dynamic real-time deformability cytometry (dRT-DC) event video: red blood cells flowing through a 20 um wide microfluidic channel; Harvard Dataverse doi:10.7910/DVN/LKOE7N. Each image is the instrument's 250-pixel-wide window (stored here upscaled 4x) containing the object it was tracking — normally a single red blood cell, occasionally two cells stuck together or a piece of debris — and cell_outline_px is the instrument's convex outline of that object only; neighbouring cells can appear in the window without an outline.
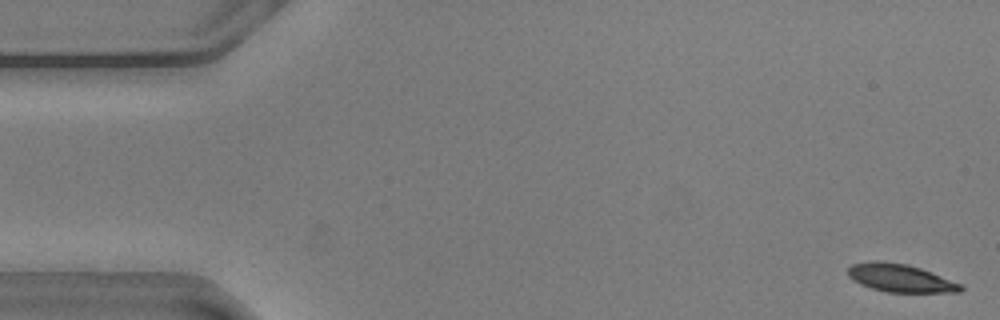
{"species": "common noctule bat (a hibernating species)", "species_latin": "Nyctalus noctula", "temperature_condition": "warm", "stored_images_in_passage": 55, "camera_frame_rate_fps": 3000, "um_per_image_px": 0.085, "animal": {"sex": "male", "body_mass_g": 20.5, "forearm_length_mm": 52.5}, "frame": {"image": 1, "passage_image": 1, "time_ms": 0.0, "image_size_px": [1000, 320], "cell_outline_px": [[964, 288], [960, 292], [884, 292], [860, 284], [852, 280], [848, 276], [848, 268], [852, 264], [880, 260], [904, 264], [920, 268], [964, 284]], "centroid_in_image_um": [76.55, 23.64], "position_along_channel_um": 8.5, "area_um2": 18.38}}
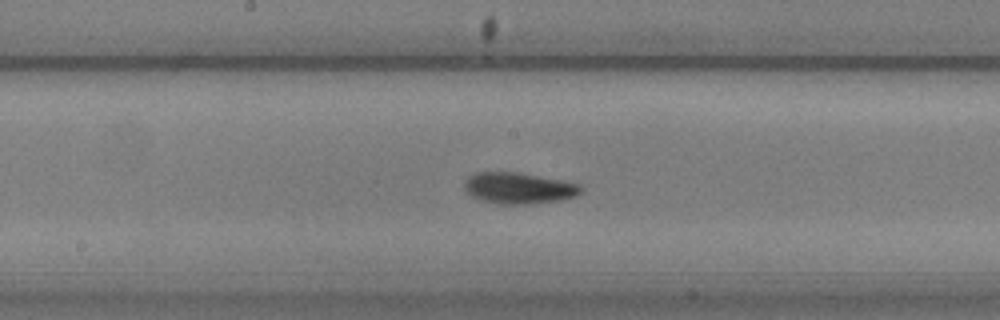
{"frame": {"image": 2, "passage_image": 28, "time_ms": 9.0, "image_size_px": [1000, 320], "cell_outline_px": [[584, 188], [576, 196], [560, 200], [532, 204], [496, 204], [472, 196], [464, 188], [464, 184], [468, 176], [476, 172], [520, 172], [580, 184]], "centroid_in_image_um": [44.1, 15.99], "position_along_channel_um": 204.1, "area_um2": 21.21}}
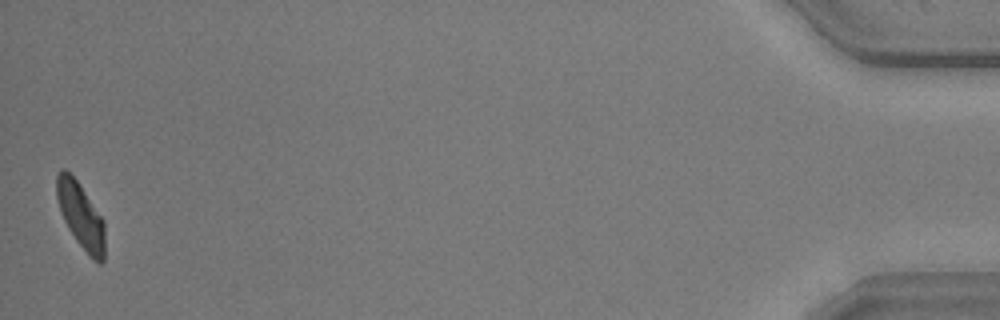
{"frame": {"image": 3, "passage_image": 55, "time_ms": 18.0, "image_size_px": [1000, 320], "cell_outline_px": [[104, 260], [100, 264], [92, 260], [76, 240], [68, 228], [60, 212], [56, 196], [56, 176], [64, 168], [80, 184], [104, 220]], "centroid_in_image_um": [6.87, 18.35], "position_along_channel_um": 428.3, "area_um2": 18.44}, "authors_computed_cell_mechanics": {"area_um2": 19.5364, "velocity_mm_per_s": 3.5959, "shape_relaxation_time_tau1_ms": 3.3911, "shape_relaxation_time_tau2_ms": null, "deformation_change_tau1": 0.1553, "deformation_change_tau2": null}}